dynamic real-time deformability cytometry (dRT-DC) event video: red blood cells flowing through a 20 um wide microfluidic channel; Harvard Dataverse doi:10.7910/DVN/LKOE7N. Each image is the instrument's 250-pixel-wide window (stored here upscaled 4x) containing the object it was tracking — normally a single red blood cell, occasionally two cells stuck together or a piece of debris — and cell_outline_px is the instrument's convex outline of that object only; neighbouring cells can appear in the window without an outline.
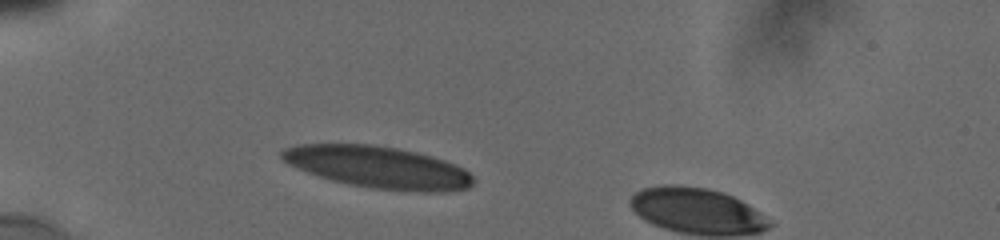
{"species": "human", "species_latin": "Homo sapiens", "temperature_condition": "cold", "stored_images_in_passage": 8, "camera_frame_rate_fps": 3000, "um_per_image_px": 0.085, "donor": {"sex": "male"}, "frame": {"image": 1, "passage_image": 1, "time_ms": 0.0, "image_size_px": [1000, 240], "cell_outline_px": [[476, 180], [468, 188], [452, 192], [416, 192], [372, 188], [348, 184], [332, 180], [296, 168], [288, 164], [280, 156], [280, 152], [284, 148], [300, 144], [372, 144], [396, 148], [416, 152], [432, 156], [444, 160], [464, 168]], "centroid_in_image_um": [32.18, 14.22], "position_along_channel_um": 52.8, "area_um2": 46.93}}
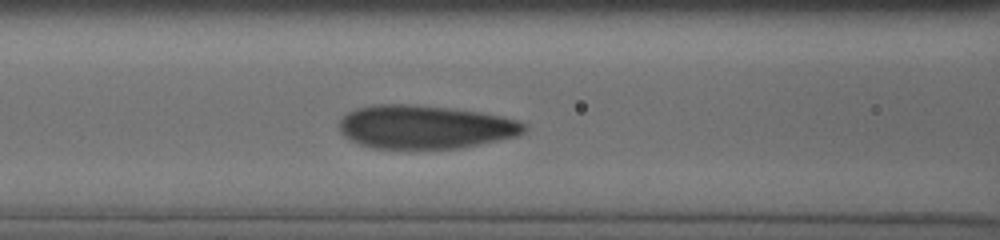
{"frame": {"image": 2, "passage_image": 5, "time_ms": 2.667, "image_size_px": [1000, 240], "cell_outline_px": [[528, 128], [520, 136], [460, 148], [372, 148], [360, 144], [344, 136], [340, 132], [340, 120], [348, 112], [360, 108], [376, 104], [404, 104], [452, 108], [480, 112], [500, 116], [516, 120], [528, 124]], "centroid_in_image_um": [36.18, 10.79], "position_along_channel_um": 130.4, "area_um2": 46.76}}
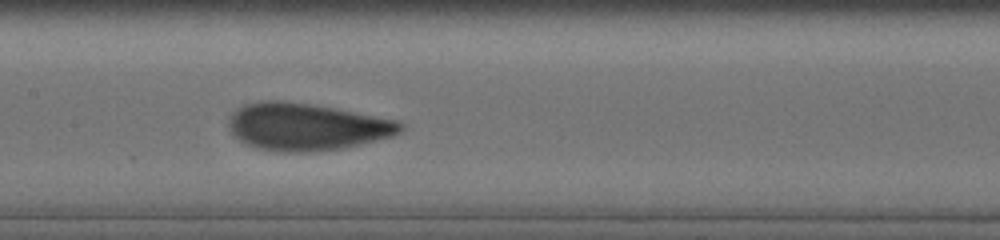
{"frame": {"image": 3, "passage_image": 7, "time_ms": 4.0, "image_size_px": [1000, 240], "cell_outline_px": [[404, 128], [400, 132], [392, 136], [344, 148], [308, 152], [280, 152], [260, 148], [248, 144], [232, 136], [228, 124], [228, 120], [232, 112], [236, 108], [248, 104], [264, 100], [276, 100], [308, 104], [332, 108], [400, 120], [404, 124]], "centroid_in_image_um": [26.05, 10.78], "position_along_channel_um": 181.3, "area_um2": 47.11}}